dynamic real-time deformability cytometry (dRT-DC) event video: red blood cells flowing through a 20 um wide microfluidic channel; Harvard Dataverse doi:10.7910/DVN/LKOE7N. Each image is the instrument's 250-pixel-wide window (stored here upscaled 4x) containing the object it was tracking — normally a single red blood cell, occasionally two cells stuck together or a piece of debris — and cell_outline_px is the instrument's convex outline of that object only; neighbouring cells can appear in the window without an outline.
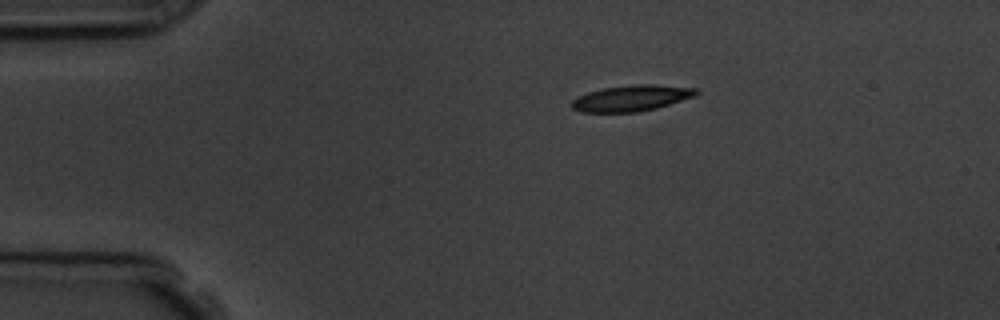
{"species": "common noctule bat (a hibernating species)", "species_latin": "Nyctalus noctula", "temperature_condition": "room temperature", "stored_images_in_passage": 2, "camera_frame_rate_fps": 3000, "um_per_image_px": 0.085, "animal": {"sex": "male", "body_mass_g": 19.5, "forearm_length_mm": 54.6}, "frame": {"image": 1, "passage_image": 1, "time_ms": 0.0, "image_size_px": [1000, 320], "cell_outline_px": [[700, 92], [696, 96], [656, 108], [640, 112], [580, 112], [572, 108], [572, 100], [576, 96], [588, 92], [604, 88], [636, 84], [652, 84], [696, 88]], "centroid_in_image_um": [53.68, 8.34], "position_along_channel_um": 31.3, "area_um2": 18.9}}